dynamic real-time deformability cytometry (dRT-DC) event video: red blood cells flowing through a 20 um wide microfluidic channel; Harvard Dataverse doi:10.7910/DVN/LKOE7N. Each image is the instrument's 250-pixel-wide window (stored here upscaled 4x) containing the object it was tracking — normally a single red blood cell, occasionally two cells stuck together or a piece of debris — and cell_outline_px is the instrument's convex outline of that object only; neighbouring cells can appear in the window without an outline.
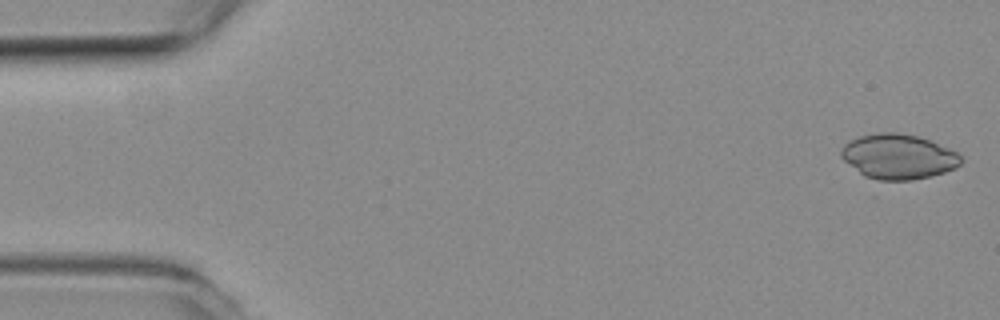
{"species": "common noctule bat (a hibernating species)", "species_latin": "Nyctalus noctula", "temperature_condition": "room temperature", "stored_images_in_passage": 54, "camera_frame_rate_fps": 3000, "um_per_image_px": 0.085, "animal": {"sex": "female", "body_mass_g": 19.3, "forearm_length_mm": 54.1}, "frame": {"image": 1, "passage_image": 2, "time_ms": 0.333, "image_size_px": [1000, 320], "cell_outline_px": [[960, 164], [956, 168], [932, 176], [912, 180], [880, 184], [864, 176], [844, 160], [840, 156], [840, 152], [844, 144], [860, 136], [880, 132], [896, 132], [916, 136], [928, 140], [948, 148], [956, 152], [960, 156]], "centroid_in_image_um": [76.32, 13.36], "position_along_channel_um": 8.7, "area_um2": 31.73}}
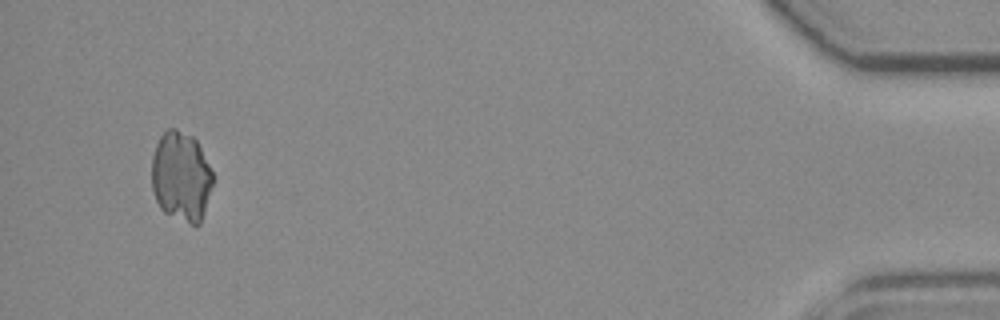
{"frame": {"image": 2, "passage_image": 54, "time_ms": 17.667, "image_size_px": [1000, 320], "cell_outline_px": [[212, 184], [204, 212], [200, 224], [192, 224], [164, 212], [160, 208], [156, 200], [152, 188], [152, 156], [156, 144], [160, 136], [168, 128], [176, 128], [192, 136], [196, 140], [212, 172]], "centroid_in_image_um": [15.37, 14.98], "position_along_channel_um": 419.8, "area_um2": 31.67}}